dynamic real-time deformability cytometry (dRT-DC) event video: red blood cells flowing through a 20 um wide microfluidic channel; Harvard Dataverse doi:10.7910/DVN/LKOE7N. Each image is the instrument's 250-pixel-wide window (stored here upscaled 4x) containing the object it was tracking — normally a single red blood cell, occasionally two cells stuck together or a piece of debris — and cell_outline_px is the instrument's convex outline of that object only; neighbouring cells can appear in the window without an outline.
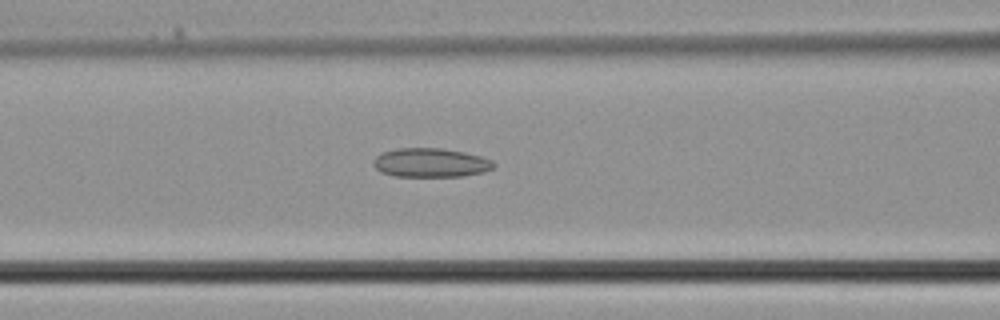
{"species": "common noctule bat (a hibernating species)", "species_latin": "Nyctalus noctula", "temperature_condition": "cold", "stored_images_in_passage": 31, "camera_frame_rate_fps": 3000, "um_per_image_px": 0.085, "animal": {"sex": "male", "body_mass_g": 21.5, "forearm_length_mm": 52.0}, "frame": {"image": 1, "passage_image": 16, "time_ms": 5.0, "image_size_px": [1000, 320], "cell_outline_px": [[496, 164], [492, 168], [484, 172], [464, 176], [396, 176], [380, 172], [372, 164], [372, 160], [380, 152], [396, 148], [444, 148], [464, 152], [480, 156], [492, 160]], "centroid_in_image_um": [36.58, 13.82], "position_along_channel_um": 130.0, "area_um2": 20.52}}
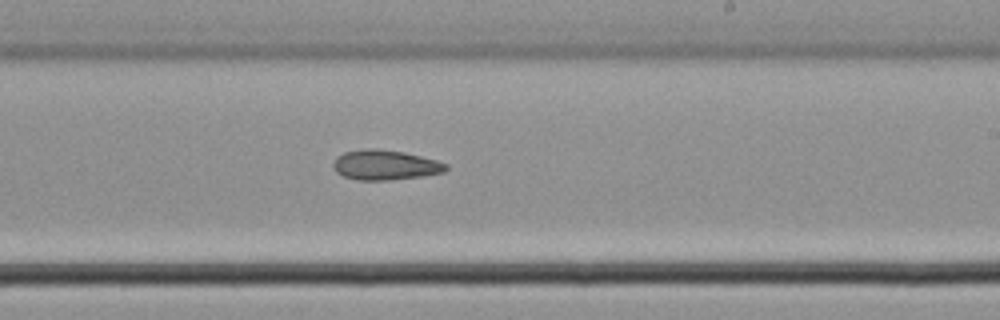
{"frame": {"image": 2, "passage_image": 23, "time_ms": 7.333, "image_size_px": [1000, 320], "cell_outline_px": [[448, 168], [444, 172], [424, 176], [388, 180], [356, 180], [344, 176], [336, 172], [332, 164], [336, 156], [344, 152], [368, 148], [376, 148], [404, 152], [436, 160], [448, 164]], "centroid_in_image_um": [32.73, 14.02], "position_along_channel_um": 256.3, "area_um2": 19.77}}
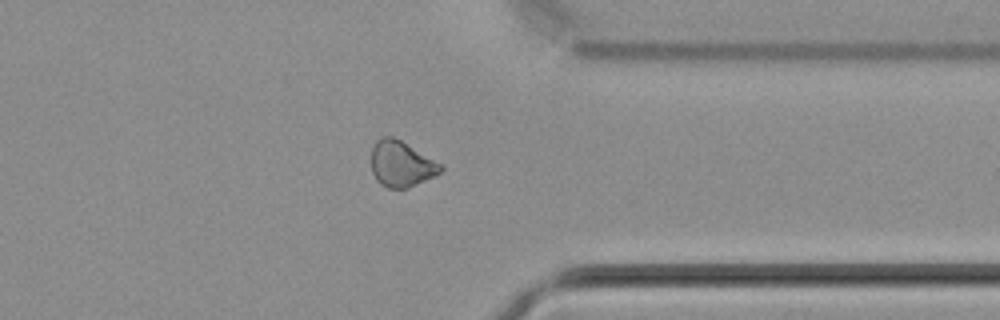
{"frame": {"image": 3, "passage_image": 30, "time_ms": 9.667, "image_size_px": [1000, 320], "cell_outline_px": [[444, 168], [436, 176], [408, 188], [388, 188], [380, 184], [376, 180], [372, 172], [372, 148], [376, 140], [380, 136], [392, 136], [400, 140], [444, 164]], "centroid_in_image_um": [34.13, 13.93], "position_along_channel_um": 377.3, "area_um2": 18.79}}